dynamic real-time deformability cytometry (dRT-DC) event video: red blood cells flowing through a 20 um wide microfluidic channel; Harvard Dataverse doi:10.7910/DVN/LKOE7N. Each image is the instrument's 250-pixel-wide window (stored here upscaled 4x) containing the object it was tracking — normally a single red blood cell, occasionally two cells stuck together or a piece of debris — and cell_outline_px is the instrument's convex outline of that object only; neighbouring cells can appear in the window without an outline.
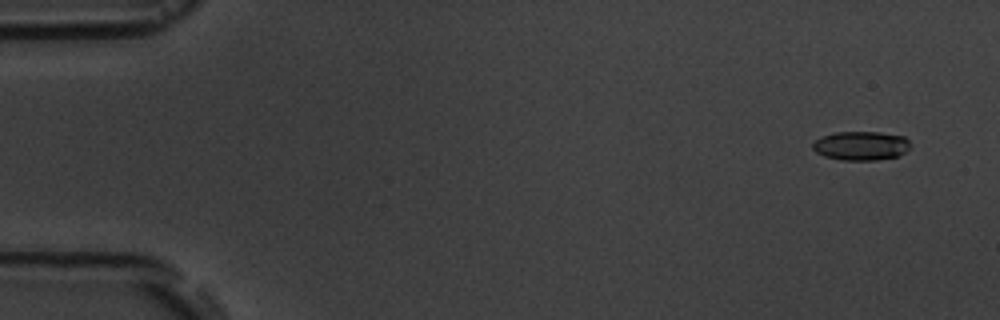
{"species": "common noctule bat (a hibernating species)", "species_latin": "Nyctalus noctula", "temperature_condition": "room temperature", "stored_images_in_passage": 5, "camera_frame_rate_fps": 3000, "um_per_image_px": 0.085, "animal": {"sex": "male", "body_mass_g": 19.5, "forearm_length_mm": 54.6}, "frame": {"image": 1, "passage_image": 1, "time_ms": 0.0, "image_size_px": [1000, 320], "cell_outline_px": [[912, 144], [900, 156], [876, 160], [840, 160], [824, 156], [816, 152], [812, 148], [812, 144], [820, 136], [836, 132], [880, 132], [904, 136]], "centroid_in_image_um": [73.18, 12.39], "position_along_channel_um": 11.8, "area_um2": 16.65}}
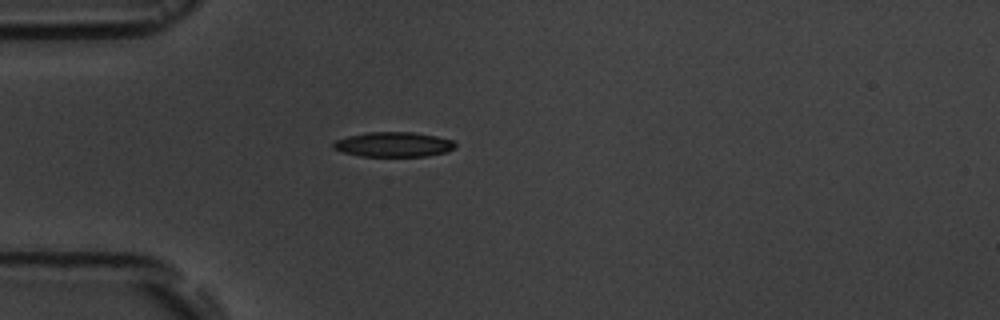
{"frame": {"image": 2, "passage_image": 5, "time_ms": 4.333, "image_size_px": [1000, 320], "cell_outline_px": [[456, 148], [448, 152], [424, 156], [360, 156], [344, 152], [332, 148], [332, 144], [336, 140], [348, 136], [364, 132], [412, 132], [436, 136], [452, 140], [456, 144]], "centroid_in_image_um": [33.46, 12.27], "position_along_channel_um": 51.5, "area_um2": 17.69}}